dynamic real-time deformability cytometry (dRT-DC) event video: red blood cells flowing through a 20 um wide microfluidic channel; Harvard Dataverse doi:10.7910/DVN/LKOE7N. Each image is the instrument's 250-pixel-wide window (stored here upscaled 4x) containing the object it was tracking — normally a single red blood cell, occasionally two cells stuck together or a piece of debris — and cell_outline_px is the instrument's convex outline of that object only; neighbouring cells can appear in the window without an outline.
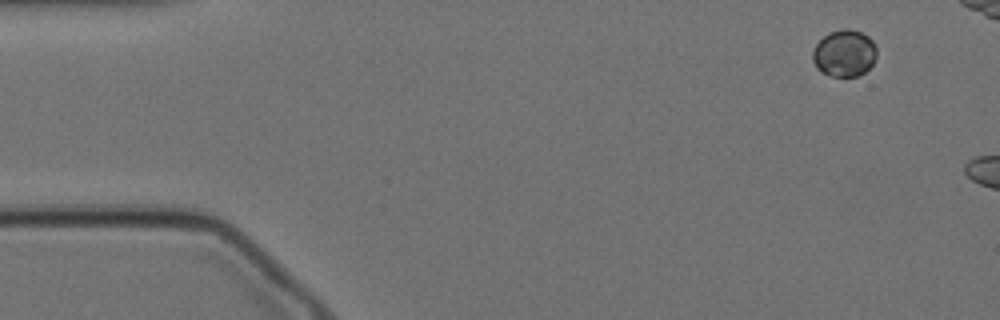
{"species": "Egyptian fruit bat (a non-hibernating species)", "species_latin": "Rousettus aegyptiacus", "temperature_condition": "cold", "stored_images_in_passage": 6, "camera_frame_rate_fps": 3000, "um_per_image_px": 0.085, "animal": {"sex": "female"}, "frame": {"image": 1, "passage_image": 1, "time_ms": 0.0, "image_size_px": [1000, 320], "cell_outline_px": [[876, 56], [872, 64], [864, 72], [856, 76], [828, 76], [820, 72], [816, 68], [812, 60], [812, 48], [828, 32], [844, 28], [848, 28], [860, 32], [868, 36], [872, 40], [876, 48]], "centroid_in_image_um": [71.73, 4.52], "position_along_channel_um": 13.3, "area_um2": 17.63}}